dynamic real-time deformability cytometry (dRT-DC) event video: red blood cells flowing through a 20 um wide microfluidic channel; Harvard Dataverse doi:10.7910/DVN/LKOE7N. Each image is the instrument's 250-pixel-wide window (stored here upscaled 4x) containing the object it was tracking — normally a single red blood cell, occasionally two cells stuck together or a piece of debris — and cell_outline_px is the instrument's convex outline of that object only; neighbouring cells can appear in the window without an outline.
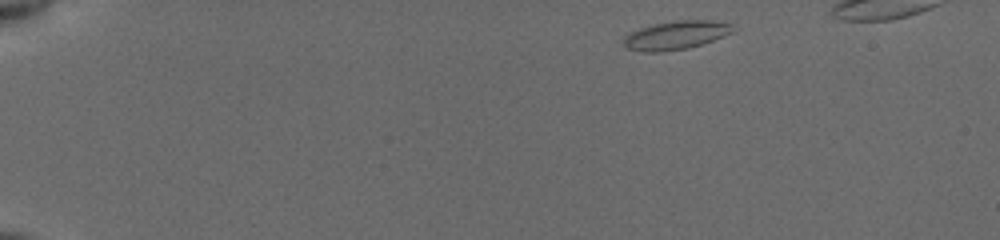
{"species": "common noctule bat (a hibernating species)", "species_latin": "Nyctalus noctula", "temperature_condition": "cold", "stored_images_in_passage": 44, "camera_frame_rate_fps": 3000, "um_per_image_px": 0.085, "animal": {"sex": "female", "body_mass_g": 19.5, "forearm_length_mm": 54.1}, "frame": {"image": 1, "passage_image": 1, "time_ms": 0.0, "image_size_px": [1000, 240], "cell_outline_px": [[736, 24], [732, 32], [724, 36], [688, 48], [660, 52], [644, 52], [624, 48], [624, 36], [628, 32], [652, 24], [672, 20], [712, 20]], "centroid_in_image_um": [57.43, 2.98], "position_along_channel_um": 27.6, "area_um2": 18.44}}
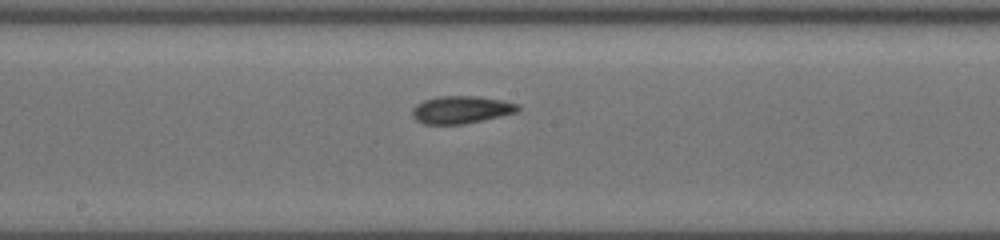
{"frame": {"image": 2, "passage_image": 23, "time_ms": 7.333, "image_size_px": [1000, 240], "cell_outline_px": [[520, 112], [484, 120], [464, 124], [424, 124], [416, 120], [412, 116], [412, 108], [416, 104], [424, 100], [436, 96], [480, 96], [504, 100], [520, 104]], "centroid_in_image_um": [39.24, 9.32], "position_along_channel_um": 209.0, "area_um2": 17.34}}
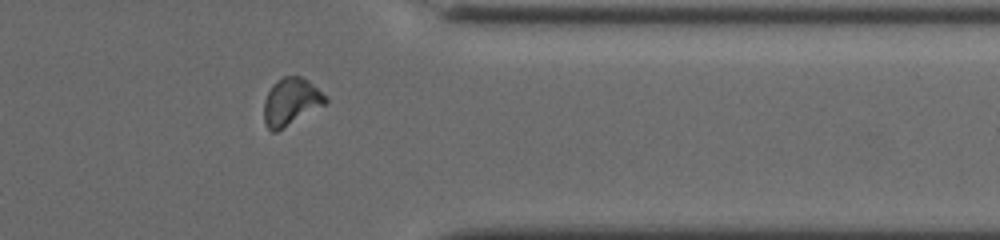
{"frame": {"image": 3, "passage_image": 37, "time_ms": 12.0, "image_size_px": [1000, 240], "cell_outline_px": [[328, 104], [276, 132], [272, 132], [264, 124], [264, 100], [272, 84], [276, 80], [284, 76], [300, 76], [308, 80], [328, 96]], "centroid_in_image_um": [24.76, 8.65], "position_along_channel_um": 386.6, "area_um2": 17.34}}